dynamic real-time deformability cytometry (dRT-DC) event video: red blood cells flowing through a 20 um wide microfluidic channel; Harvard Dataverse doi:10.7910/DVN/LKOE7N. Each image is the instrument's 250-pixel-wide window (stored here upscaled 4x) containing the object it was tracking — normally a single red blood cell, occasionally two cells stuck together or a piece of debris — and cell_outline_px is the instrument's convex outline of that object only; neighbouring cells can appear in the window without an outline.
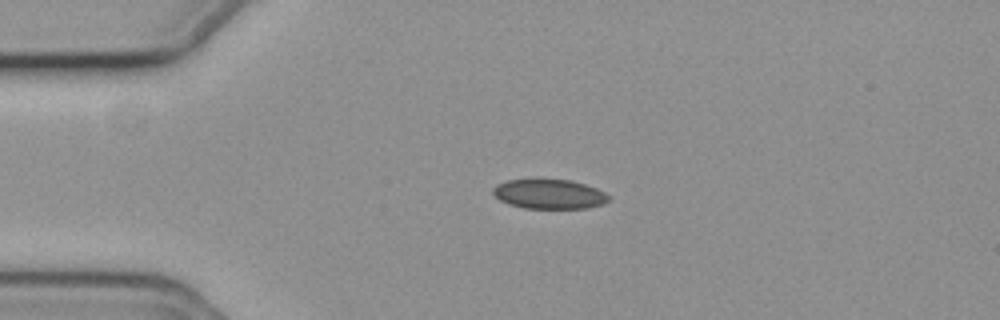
{"species": "common noctule bat (a hibernating species)", "species_latin": "Nyctalus noctula", "temperature_condition": "cold", "stored_images_in_passage": 56, "camera_frame_rate_fps": 3000, "um_per_image_px": 0.085, "animal": {"sex": "female", "body_mass_g": 19.3, "forearm_length_mm": 54.1}, "frame": {"image": 1, "passage_image": 12, "time_ms": 3.667, "image_size_px": [1000, 320], "cell_outline_px": [[608, 200], [604, 204], [588, 208], [524, 208], [508, 204], [500, 200], [492, 192], [492, 188], [496, 184], [508, 180], [536, 176], [572, 180], [596, 188], [604, 192], [608, 196]], "centroid_in_image_um": [46.63, 16.44], "position_along_channel_um": 38.4, "area_um2": 20.69}}
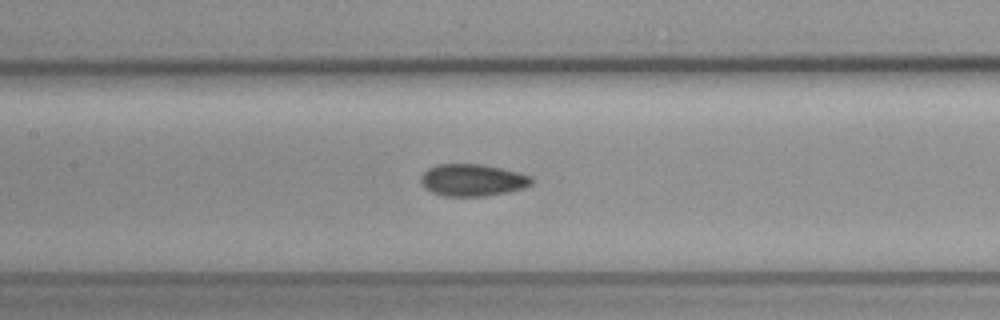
{"frame": {"image": 2, "passage_image": 25, "time_ms": 8.0, "image_size_px": [1000, 320], "cell_outline_px": [[536, 180], [532, 184], [524, 188], [508, 192], [484, 196], [444, 196], [432, 192], [424, 188], [420, 184], [420, 176], [428, 168], [440, 164], [480, 164], [520, 172], [532, 176]], "centroid_in_image_um": [40.18, 15.31], "position_along_channel_um": 167.2, "area_um2": 20.92}}
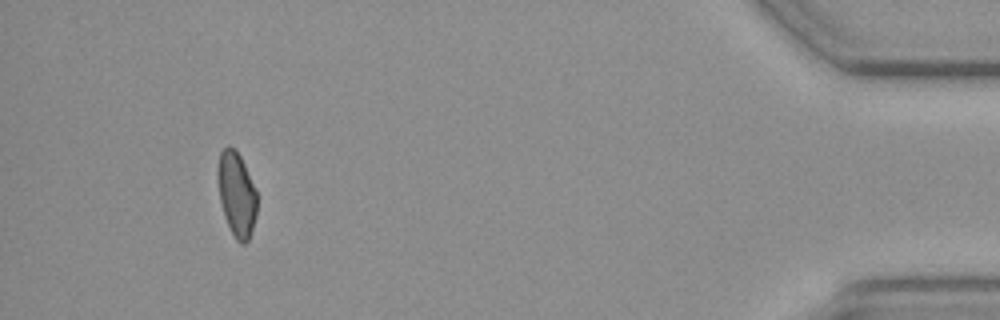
{"frame": {"image": 3, "passage_image": 51, "time_ms": 16.667, "image_size_px": [1000, 320], "cell_outline_px": [[256, 216], [248, 240], [244, 244], [240, 244], [236, 240], [224, 216], [220, 200], [216, 176], [216, 168], [220, 152], [228, 144], [236, 148], [244, 164], [256, 192]], "centroid_in_image_um": [20.07, 16.46], "position_along_channel_um": 415.1, "area_um2": 19.36}, "authors_computed_cell_mechanics": {"area_um2": 20.4323, "velocity_mm_per_s": 3.6973, "shape_relaxation_time_tau1_ms": 5.8535, "shape_relaxation_time_tau2_ms": 5.6479, "deformation_change_tau1": 0.0968, "deformation_change_tau2": 0.0763}}